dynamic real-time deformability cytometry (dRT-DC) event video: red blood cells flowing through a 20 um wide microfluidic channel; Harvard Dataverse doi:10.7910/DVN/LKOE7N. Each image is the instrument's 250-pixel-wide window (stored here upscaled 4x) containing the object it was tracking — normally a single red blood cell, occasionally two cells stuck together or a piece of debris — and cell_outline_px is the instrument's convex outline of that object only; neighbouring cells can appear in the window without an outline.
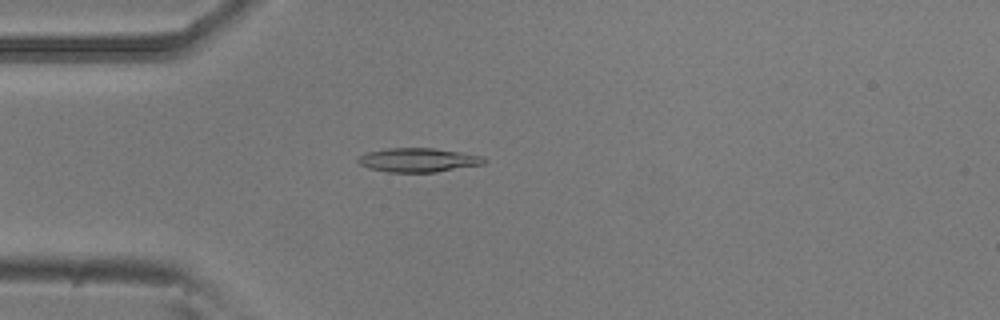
{"species": "common noctule bat (a hibernating species)", "species_latin": "Nyctalus noctula", "temperature_condition": "room temperature", "stored_images_in_passage": 50, "camera_frame_rate_fps": 3000, "um_per_image_px": 0.085, "animal": {"sex": "male", "body_mass_g": 20.5, "forearm_length_mm": 52.5}, "frame": {"image": 1, "passage_image": 12, "time_ms": 3.667, "image_size_px": [1000, 320], "cell_outline_px": [[488, 160], [484, 164], [436, 172], [388, 172], [368, 168], [360, 164], [356, 160], [364, 152], [388, 148], [432, 148], [460, 152], [484, 156]], "centroid_in_image_um": [35.55, 13.6], "position_along_channel_um": 49.5, "area_um2": 17.74}}
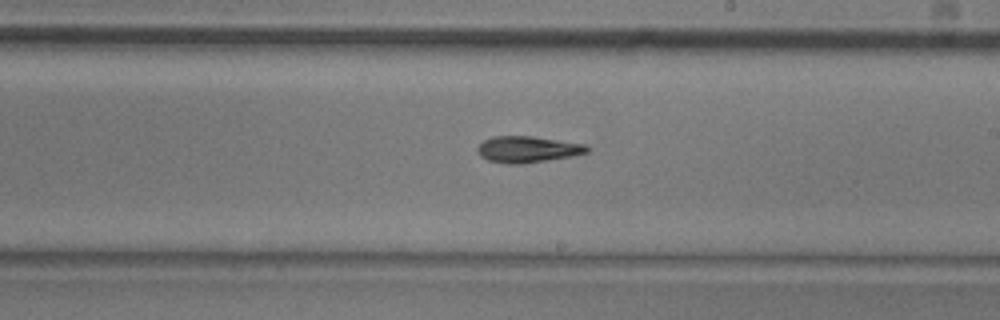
{"frame": {"image": 2, "passage_image": 28, "time_ms": 9.0, "image_size_px": [1000, 320], "cell_outline_px": [[588, 152], [572, 156], [524, 164], [508, 164], [488, 160], [480, 156], [476, 152], [476, 148], [484, 140], [492, 136], [532, 136], [588, 144]], "centroid_in_image_um": [44.83, 12.69], "position_along_channel_um": 244.2, "area_um2": 16.99}}
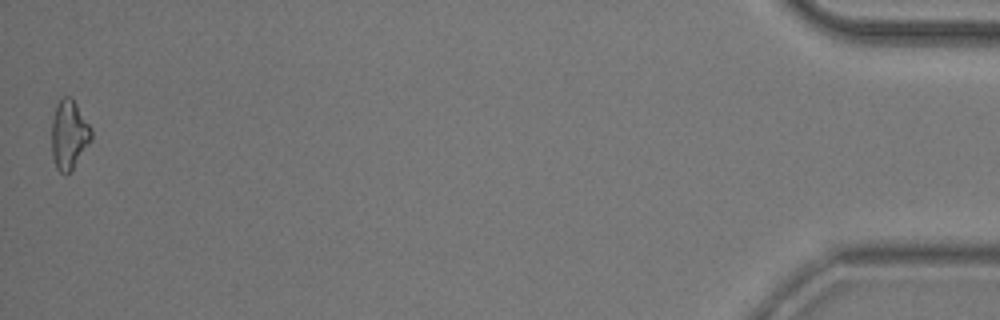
{"frame": {"image": 3, "passage_image": 50, "time_ms": 16.333, "image_size_px": [1000, 320], "cell_outline_px": [[92, 140], [72, 172], [60, 172], [56, 168], [52, 156], [52, 120], [56, 104], [64, 96], [68, 96], [76, 104], [92, 128]], "centroid_in_image_um": [5.88, 11.48], "position_along_channel_um": 429.3, "area_um2": 16.07}, "authors_computed_cell_mechanics": {"area_um2": 16.184, "velocity_mm_per_s": 3.8254, "shape_relaxation_time_tau1_ms": 3.4832, "shape_relaxation_time_tau2_ms": 6.08, "deformation_change_tau1": 0.1418, "deformation_change_tau2": 0.1732}}